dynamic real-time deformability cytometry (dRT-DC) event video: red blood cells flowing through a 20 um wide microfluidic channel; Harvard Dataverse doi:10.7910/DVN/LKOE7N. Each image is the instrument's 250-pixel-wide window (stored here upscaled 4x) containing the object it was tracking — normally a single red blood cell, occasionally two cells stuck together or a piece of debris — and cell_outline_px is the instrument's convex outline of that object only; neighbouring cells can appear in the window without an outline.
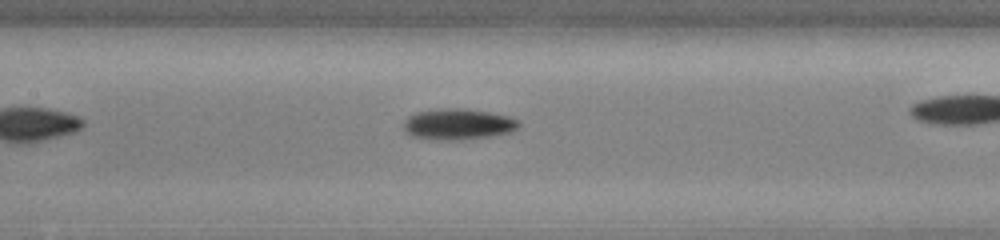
{"species": "common noctule bat (a hibernating species)", "species_latin": "Nyctalus noctula", "temperature_condition": "cold", "stored_images_in_passage": 30, "camera_frame_rate_fps": 3000, "um_per_image_px": 0.085, "animal": {"sex": "male", "body_mass_g": 13.0, "forearm_length_mm": 53.1}, "frame": {"image": 1, "passage_image": 13, "time_ms": 4.0, "image_size_px": [1000, 240], "cell_outline_px": [[520, 124], [512, 132], [492, 136], [464, 140], [432, 140], [412, 136], [404, 128], [404, 120], [408, 116], [420, 112], [448, 108], [460, 108], [488, 112], [508, 116], [520, 120]], "centroid_in_image_um": [38.97, 10.58], "position_along_channel_um": 168.4, "area_um2": 20.75}}